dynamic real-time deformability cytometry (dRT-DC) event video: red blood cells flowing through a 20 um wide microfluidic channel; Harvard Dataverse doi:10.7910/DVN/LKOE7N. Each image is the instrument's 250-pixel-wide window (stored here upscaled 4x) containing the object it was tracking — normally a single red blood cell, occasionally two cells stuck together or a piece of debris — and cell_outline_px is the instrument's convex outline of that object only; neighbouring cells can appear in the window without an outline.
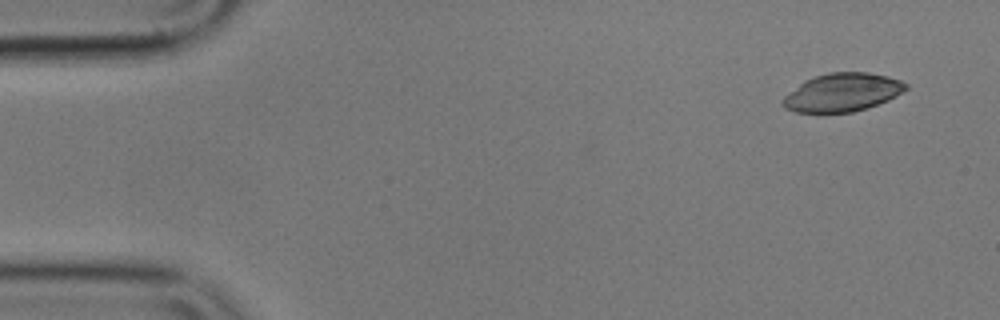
{"species": "common noctule bat (a hibernating species)", "species_latin": "Nyctalus noctula", "temperature_condition": "cold", "stored_images_in_passage": 50, "camera_frame_rate_fps": 3000, "um_per_image_px": 0.085, "animal": {"sex": "male", "body_mass_g": 17.9}, "frame": {"image": 1, "passage_image": 1, "time_ms": 0.0, "image_size_px": [1000, 320], "cell_outline_px": [[908, 88], [896, 96], [888, 100], [852, 112], [796, 112], [784, 108], [780, 104], [780, 100], [784, 96], [804, 80], [816, 76], [832, 72], [868, 72], [888, 76], [900, 80], [908, 84]], "centroid_in_image_um": [71.58, 7.85], "position_along_channel_um": 13.4, "area_um2": 27.34}}
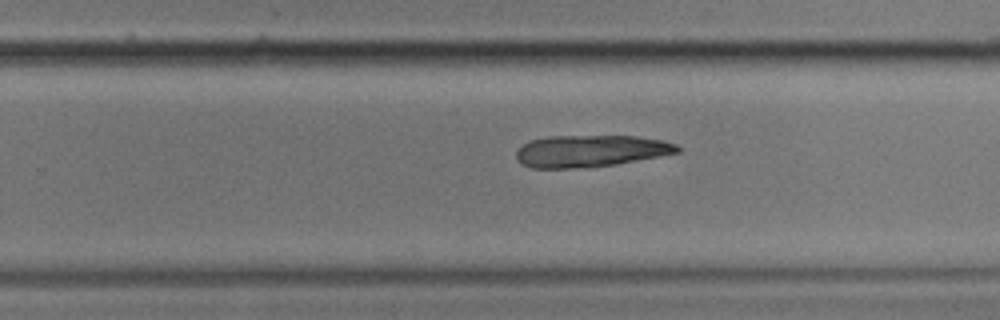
{"frame": {"image": 2, "passage_image": 32, "time_ms": 10.333, "image_size_px": [1000, 320], "cell_outline_px": [[680, 152], [660, 156], [616, 164], [592, 168], [532, 168], [520, 164], [516, 160], [516, 152], [524, 144], [532, 140], [548, 136], [636, 136], [664, 140], [676, 144], [680, 148]], "centroid_in_image_um": [50.19, 12.84], "position_along_channel_um": 279.6, "area_um2": 30.17}}
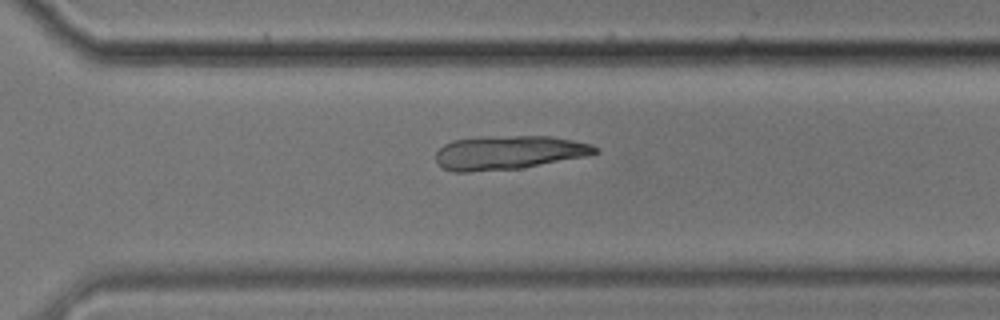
{"frame": {"image": 3, "passage_image": 36, "time_ms": 11.667, "image_size_px": [1000, 320], "cell_outline_px": [[600, 152], [588, 156], [520, 168], [468, 172], [452, 172], [444, 168], [436, 160], [436, 152], [444, 144], [452, 140], [480, 136], [548, 136], [572, 140], [592, 144], [600, 148]], "centroid_in_image_um": [43.25, 12.96], "position_along_channel_um": 327.3, "area_um2": 31.62}}